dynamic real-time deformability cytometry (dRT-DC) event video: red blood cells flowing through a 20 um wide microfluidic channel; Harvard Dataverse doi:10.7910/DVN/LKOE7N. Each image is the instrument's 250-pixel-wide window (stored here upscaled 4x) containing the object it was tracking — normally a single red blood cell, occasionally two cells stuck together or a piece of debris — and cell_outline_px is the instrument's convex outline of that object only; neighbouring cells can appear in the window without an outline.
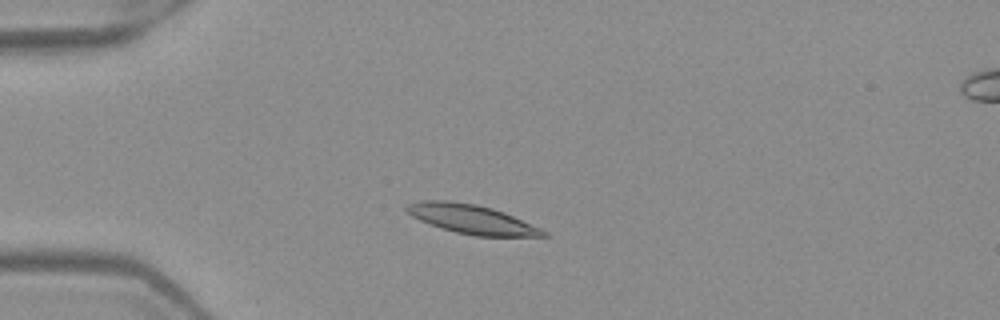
{"species": "Egyptian fruit bat (a non-hibernating species)", "species_latin": "Rousettus aegyptiacus", "temperature_condition": "warm", "stored_images_in_passage": 48, "camera_frame_rate_fps": 3000, "um_per_image_px": 0.085, "frame": {"image": 1, "passage_image": 10, "time_ms": 3.0, "image_size_px": [1000, 320], "cell_outline_px": [[552, 236], [472, 236], [440, 228], [420, 220], [412, 216], [404, 208], [408, 204], [420, 200], [448, 200], [476, 204], [492, 208], [504, 212], [540, 228], [548, 232]], "centroid_in_image_um": [40.09, 18.63], "position_along_channel_um": 44.9, "area_um2": 23.18}}
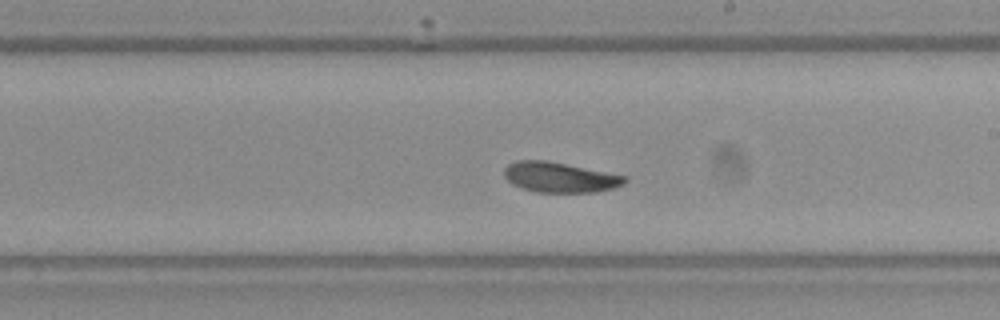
{"frame": {"image": 2, "passage_image": 27, "time_ms": 8.667, "image_size_px": [1000, 320], "cell_outline_px": [[628, 180], [624, 184], [612, 188], [596, 192], [536, 192], [512, 184], [504, 176], [504, 168], [508, 164], [516, 160], [548, 160], [628, 176]], "centroid_in_image_um": [47.6, 15.06], "position_along_channel_um": 241.4, "area_um2": 21.33}}
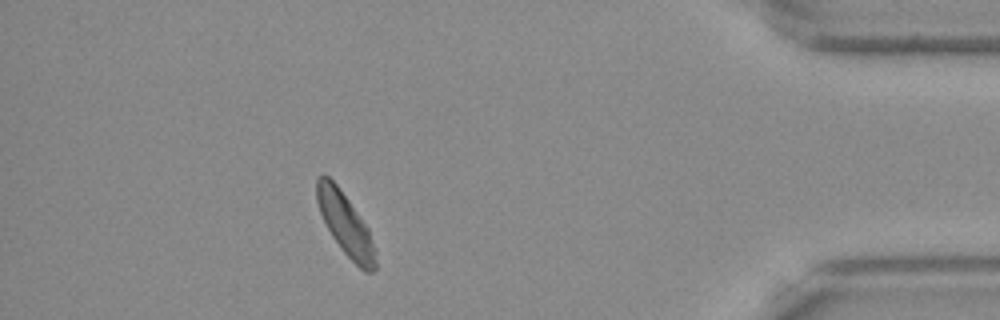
{"frame": {"image": 3, "passage_image": 43, "time_ms": 14.0, "image_size_px": [1000, 320], "cell_outline_px": [[376, 268], [372, 272], [364, 272], [340, 248], [332, 236], [320, 212], [316, 200], [316, 176], [324, 172], [340, 188], [368, 228], [376, 252]], "centroid_in_image_um": [29.35, 19.03], "position_along_channel_um": 405.9, "area_um2": 21.15}, "authors_computed_cell_mechanics": {"area_um2": 21.8195, "velocity_mm_per_s": 3.9211, "shape_relaxation_time_tau1_ms": 2.6255, "shape_relaxation_time_tau2_ms": 10.3453, "deformation_change_tau1": 0.0989, "deformation_change_tau2": 0.163}}